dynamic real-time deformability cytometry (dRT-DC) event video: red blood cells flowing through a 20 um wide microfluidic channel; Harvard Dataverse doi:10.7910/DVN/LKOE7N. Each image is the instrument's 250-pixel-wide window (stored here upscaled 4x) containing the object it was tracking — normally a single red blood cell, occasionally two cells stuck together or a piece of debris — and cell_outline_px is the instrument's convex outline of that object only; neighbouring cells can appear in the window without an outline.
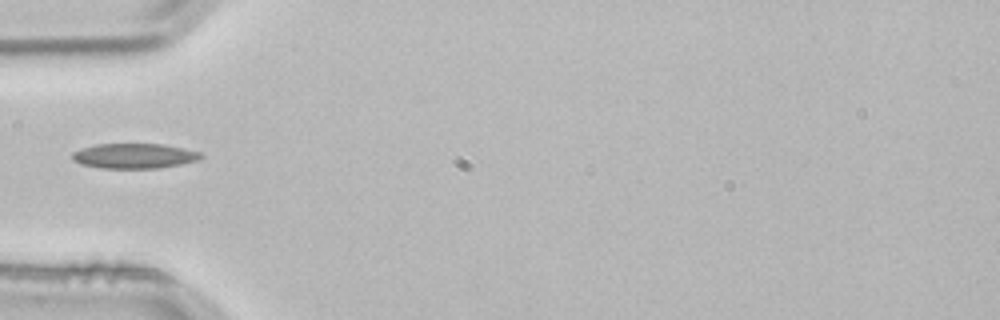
{"species": "common noctule bat (a hibernating species)", "species_latin": "Nyctalus noctula", "temperature_condition": "room temperature", "stored_images_in_passage": 4, "segment_of_instrument_passage": [2, 2], "camera_frame_rate_fps": 3000, "um_per_image_px": 0.085, "animal": {"sex": "male", "body_mass_g": 21.5, "forearm_length_mm": 52.0}, "frame": {"image": 1, "passage_image": 4, "time_ms": 1.0, "image_size_px": [1000, 320], "cell_outline_px": [[204, 156], [196, 160], [180, 164], [156, 168], [100, 168], [80, 164], [72, 160], [72, 152], [96, 144], [164, 144], [184, 148], [200, 152]], "centroid_in_image_um": [11.39, 13.25], "position_along_channel_um": 73.6, "area_um2": 18.67}}